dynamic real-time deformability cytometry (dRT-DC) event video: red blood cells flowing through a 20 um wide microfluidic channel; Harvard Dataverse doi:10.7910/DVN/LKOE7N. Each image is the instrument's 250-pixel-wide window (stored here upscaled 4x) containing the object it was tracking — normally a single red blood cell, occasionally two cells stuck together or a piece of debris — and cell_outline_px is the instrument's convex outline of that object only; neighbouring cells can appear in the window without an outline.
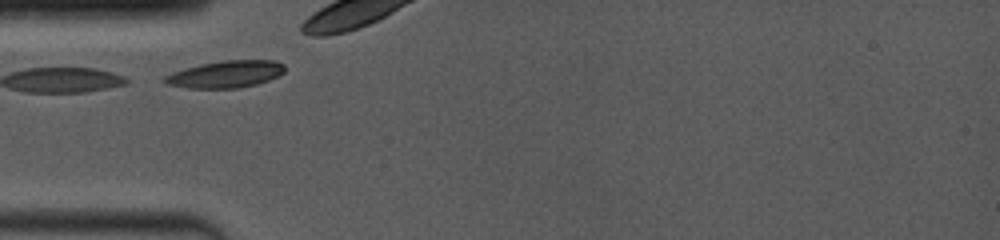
{"species": "common noctule bat (a hibernating species)", "species_latin": "Nyctalus noctula", "temperature_condition": "room temperature", "stored_images_in_passage": 15, "camera_frame_rate_fps": 4000, "um_per_image_px": 0.085, "animal": {"sex": "female", "body_mass_g": 19.0, "forearm_length_mm": 53.3}, "frame": {"image": 1, "passage_image": 1, "time_ms": 0.0, "image_size_px": [1000, 240], "cell_outline_px": [[284, 72], [268, 80], [256, 84], [236, 88], [188, 88], [164, 84], [164, 76], [172, 72], [184, 68], [200, 64], [224, 60], [276, 60], [284, 64]], "centroid_in_image_um": [19.15, 6.3], "position_along_channel_um": 65.8, "area_um2": 18.9}}